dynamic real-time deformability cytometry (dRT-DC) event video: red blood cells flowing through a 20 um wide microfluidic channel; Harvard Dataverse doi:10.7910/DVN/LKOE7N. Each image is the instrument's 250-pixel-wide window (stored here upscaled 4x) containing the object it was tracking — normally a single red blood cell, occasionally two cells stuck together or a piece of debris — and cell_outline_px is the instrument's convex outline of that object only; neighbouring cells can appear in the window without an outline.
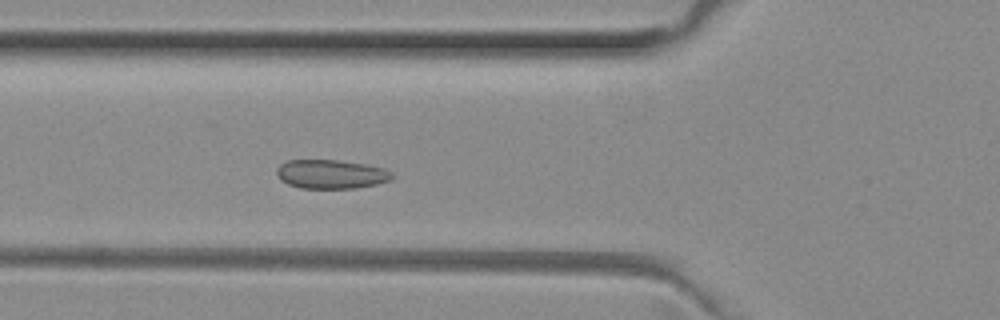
{"species": "common noctule bat (a hibernating species)", "species_latin": "Nyctalus noctula", "temperature_condition": "room temperature", "stored_images_in_passage": 46, "camera_frame_rate_fps": 3000, "um_per_image_px": 0.085, "animal": {"sex": "female", "body_mass_g": 29.2, "forearm_length_mm": 56.3}, "frame": {"image": 1, "passage_image": 13, "time_ms": 4.0, "image_size_px": [1000, 320], "cell_outline_px": [[396, 176], [392, 180], [376, 184], [356, 188], [300, 188], [288, 184], [280, 180], [276, 172], [276, 168], [280, 164], [288, 160], [336, 160], [368, 164], [384, 168], [392, 172]], "centroid_in_image_um": [28.17, 14.8], "position_along_channel_um": 97.6, "area_um2": 19.71}}
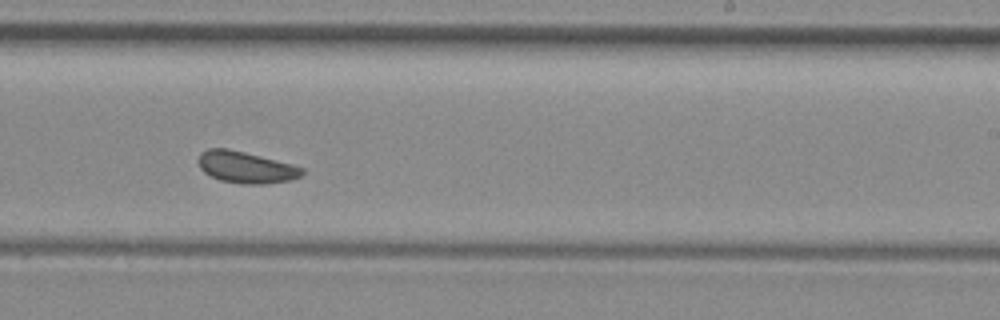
{"frame": {"image": 2, "passage_image": 26, "time_ms": 8.333, "image_size_px": [1000, 320], "cell_outline_px": [[304, 172], [300, 176], [292, 180], [268, 184], [244, 184], [220, 180], [204, 172], [200, 168], [200, 152], [208, 148], [228, 148], [292, 164], [304, 168]], "centroid_in_image_um": [20.93, 14.22], "position_along_channel_um": 268.1, "area_um2": 19.02}}
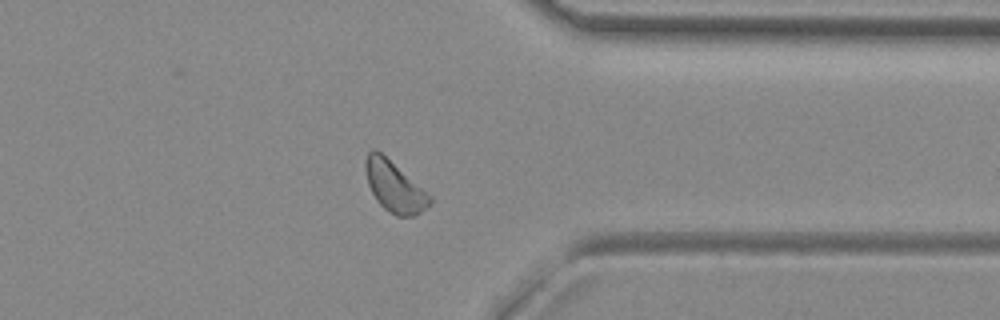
{"frame": {"image": 3, "passage_image": 35, "time_ms": 11.333, "image_size_px": [1000, 320], "cell_outline_px": [[432, 200], [420, 212], [412, 216], [396, 216], [384, 208], [376, 200], [368, 184], [364, 168], [364, 164], [368, 152], [372, 148], [376, 148], [432, 196]], "centroid_in_image_um": [33.49, 15.83], "position_along_channel_um": 377.9, "area_um2": 18.79}, "authors_computed_cell_mechanics": {"area_um2": 19.3341, "velocity_mm_per_s": 3.9293, "shape_relaxation_time_tau1_ms": 3.0519, "shape_relaxation_time_tau2_ms": 1.4669, "deformation_change_tau1": 0.0461, "deformation_change_tau2": 0.0549}}